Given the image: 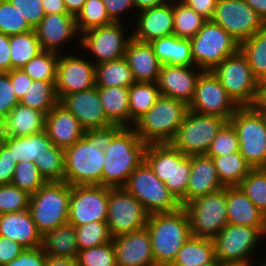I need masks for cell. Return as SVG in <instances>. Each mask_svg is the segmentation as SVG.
I'll use <instances>...</instances> for the list:
<instances>
[{"label": "cell", "instance_id": "22", "mask_svg": "<svg viewBox=\"0 0 266 266\" xmlns=\"http://www.w3.org/2000/svg\"><path fill=\"white\" fill-rule=\"evenodd\" d=\"M59 103L77 118L85 130L112 125L106 117L96 86L65 95Z\"/></svg>", "mask_w": 266, "mask_h": 266}, {"label": "cell", "instance_id": "25", "mask_svg": "<svg viewBox=\"0 0 266 266\" xmlns=\"http://www.w3.org/2000/svg\"><path fill=\"white\" fill-rule=\"evenodd\" d=\"M45 132L56 147L65 149L83 137L85 129L59 102L46 114Z\"/></svg>", "mask_w": 266, "mask_h": 266}, {"label": "cell", "instance_id": "7", "mask_svg": "<svg viewBox=\"0 0 266 266\" xmlns=\"http://www.w3.org/2000/svg\"><path fill=\"white\" fill-rule=\"evenodd\" d=\"M264 239L266 240V227L227 224L212 239L215 258L222 263H233L240 266L256 265L253 261L255 259H252L251 256L254 257L257 247L261 246L259 244L261 241L264 242Z\"/></svg>", "mask_w": 266, "mask_h": 266}, {"label": "cell", "instance_id": "19", "mask_svg": "<svg viewBox=\"0 0 266 266\" xmlns=\"http://www.w3.org/2000/svg\"><path fill=\"white\" fill-rule=\"evenodd\" d=\"M75 53H60L57 63L55 91L58 100L63 96L95 86V65L89 57Z\"/></svg>", "mask_w": 266, "mask_h": 266}, {"label": "cell", "instance_id": "21", "mask_svg": "<svg viewBox=\"0 0 266 266\" xmlns=\"http://www.w3.org/2000/svg\"><path fill=\"white\" fill-rule=\"evenodd\" d=\"M34 30L42 50L59 54H63V50H65L63 48H67L71 41L80 40L75 16L71 14L45 15ZM67 42L68 44H66Z\"/></svg>", "mask_w": 266, "mask_h": 266}, {"label": "cell", "instance_id": "55", "mask_svg": "<svg viewBox=\"0 0 266 266\" xmlns=\"http://www.w3.org/2000/svg\"><path fill=\"white\" fill-rule=\"evenodd\" d=\"M16 165L12 150L2 142L0 144V185L11 183Z\"/></svg>", "mask_w": 266, "mask_h": 266}, {"label": "cell", "instance_id": "42", "mask_svg": "<svg viewBox=\"0 0 266 266\" xmlns=\"http://www.w3.org/2000/svg\"><path fill=\"white\" fill-rule=\"evenodd\" d=\"M55 82L33 80L19 103L47 114L59 102Z\"/></svg>", "mask_w": 266, "mask_h": 266}, {"label": "cell", "instance_id": "36", "mask_svg": "<svg viewBox=\"0 0 266 266\" xmlns=\"http://www.w3.org/2000/svg\"><path fill=\"white\" fill-rule=\"evenodd\" d=\"M125 57L95 65L96 87H125L135 83Z\"/></svg>", "mask_w": 266, "mask_h": 266}, {"label": "cell", "instance_id": "44", "mask_svg": "<svg viewBox=\"0 0 266 266\" xmlns=\"http://www.w3.org/2000/svg\"><path fill=\"white\" fill-rule=\"evenodd\" d=\"M59 56L57 52L43 50L21 69L33 80L56 81Z\"/></svg>", "mask_w": 266, "mask_h": 266}, {"label": "cell", "instance_id": "62", "mask_svg": "<svg viewBox=\"0 0 266 266\" xmlns=\"http://www.w3.org/2000/svg\"><path fill=\"white\" fill-rule=\"evenodd\" d=\"M45 15L68 14L64 0H42Z\"/></svg>", "mask_w": 266, "mask_h": 266}, {"label": "cell", "instance_id": "28", "mask_svg": "<svg viewBox=\"0 0 266 266\" xmlns=\"http://www.w3.org/2000/svg\"><path fill=\"white\" fill-rule=\"evenodd\" d=\"M223 187L212 158L207 155H192L186 204L197 197L216 192Z\"/></svg>", "mask_w": 266, "mask_h": 266}, {"label": "cell", "instance_id": "39", "mask_svg": "<svg viewBox=\"0 0 266 266\" xmlns=\"http://www.w3.org/2000/svg\"><path fill=\"white\" fill-rule=\"evenodd\" d=\"M241 53L245 56L254 77L266 81V26L240 44Z\"/></svg>", "mask_w": 266, "mask_h": 266}, {"label": "cell", "instance_id": "43", "mask_svg": "<svg viewBox=\"0 0 266 266\" xmlns=\"http://www.w3.org/2000/svg\"><path fill=\"white\" fill-rule=\"evenodd\" d=\"M79 34L92 28L112 24L102 0H86L83 8L75 17Z\"/></svg>", "mask_w": 266, "mask_h": 266}, {"label": "cell", "instance_id": "32", "mask_svg": "<svg viewBox=\"0 0 266 266\" xmlns=\"http://www.w3.org/2000/svg\"><path fill=\"white\" fill-rule=\"evenodd\" d=\"M150 45L162 65L195 66L190 39L171 35L155 39Z\"/></svg>", "mask_w": 266, "mask_h": 266}, {"label": "cell", "instance_id": "27", "mask_svg": "<svg viewBox=\"0 0 266 266\" xmlns=\"http://www.w3.org/2000/svg\"><path fill=\"white\" fill-rule=\"evenodd\" d=\"M124 57L136 82H157L162 64L150 43L132 37L127 43Z\"/></svg>", "mask_w": 266, "mask_h": 266}, {"label": "cell", "instance_id": "57", "mask_svg": "<svg viewBox=\"0 0 266 266\" xmlns=\"http://www.w3.org/2000/svg\"><path fill=\"white\" fill-rule=\"evenodd\" d=\"M107 14L110 17V19L113 22H123V18L125 17V13L130 11L131 15V10L133 12L134 5H133V0H102ZM123 15V16H122Z\"/></svg>", "mask_w": 266, "mask_h": 266}, {"label": "cell", "instance_id": "1", "mask_svg": "<svg viewBox=\"0 0 266 266\" xmlns=\"http://www.w3.org/2000/svg\"><path fill=\"white\" fill-rule=\"evenodd\" d=\"M123 126L85 130L72 146L64 149V182L74 185H102L105 148Z\"/></svg>", "mask_w": 266, "mask_h": 266}, {"label": "cell", "instance_id": "23", "mask_svg": "<svg viewBox=\"0 0 266 266\" xmlns=\"http://www.w3.org/2000/svg\"><path fill=\"white\" fill-rule=\"evenodd\" d=\"M134 13L132 37L140 42L151 41L173 35V0L143 11ZM135 24V26H134Z\"/></svg>", "mask_w": 266, "mask_h": 266}, {"label": "cell", "instance_id": "45", "mask_svg": "<svg viewBox=\"0 0 266 266\" xmlns=\"http://www.w3.org/2000/svg\"><path fill=\"white\" fill-rule=\"evenodd\" d=\"M239 187L253 204L266 215V168H252Z\"/></svg>", "mask_w": 266, "mask_h": 266}, {"label": "cell", "instance_id": "26", "mask_svg": "<svg viewBox=\"0 0 266 266\" xmlns=\"http://www.w3.org/2000/svg\"><path fill=\"white\" fill-rule=\"evenodd\" d=\"M0 236L16 241L24 248L42 245V234L37 230L29 209L0 215Z\"/></svg>", "mask_w": 266, "mask_h": 266}, {"label": "cell", "instance_id": "54", "mask_svg": "<svg viewBox=\"0 0 266 266\" xmlns=\"http://www.w3.org/2000/svg\"><path fill=\"white\" fill-rule=\"evenodd\" d=\"M34 29L45 16L42 0H9Z\"/></svg>", "mask_w": 266, "mask_h": 266}, {"label": "cell", "instance_id": "65", "mask_svg": "<svg viewBox=\"0 0 266 266\" xmlns=\"http://www.w3.org/2000/svg\"><path fill=\"white\" fill-rule=\"evenodd\" d=\"M44 266H78L77 259L47 256Z\"/></svg>", "mask_w": 266, "mask_h": 266}, {"label": "cell", "instance_id": "48", "mask_svg": "<svg viewBox=\"0 0 266 266\" xmlns=\"http://www.w3.org/2000/svg\"><path fill=\"white\" fill-rule=\"evenodd\" d=\"M11 183L31 195L43 186L46 181L38 171L35 163L20 161L15 167Z\"/></svg>", "mask_w": 266, "mask_h": 266}, {"label": "cell", "instance_id": "73", "mask_svg": "<svg viewBox=\"0 0 266 266\" xmlns=\"http://www.w3.org/2000/svg\"><path fill=\"white\" fill-rule=\"evenodd\" d=\"M263 117H264V120L266 122V113H262Z\"/></svg>", "mask_w": 266, "mask_h": 266}, {"label": "cell", "instance_id": "5", "mask_svg": "<svg viewBox=\"0 0 266 266\" xmlns=\"http://www.w3.org/2000/svg\"><path fill=\"white\" fill-rule=\"evenodd\" d=\"M144 161L165 183L181 206L186 205V190L191 175V156L182 154L171 144H148Z\"/></svg>", "mask_w": 266, "mask_h": 266}, {"label": "cell", "instance_id": "8", "mask_svg": "<svg viewBox=\"0 0 266 266\" xmlns=\"http://www.w3.org/2000/svg\"><path fill=\"white\" fill-rule=\"evenodd\" d=\"M237 131L240 154L251 168H266V122L254 106L239 107L229 120Z\"/></svg>", "mask_w": 266, "mask_h": 266}, {"label": "cell", "instance_id": "50", "mask_svg": "<svg viewBox=\"0 0 266 266\" xmlns=\"http://www.w3.org/2000/svg\"><path fill=\"white\" fill-rule=\"evenodd\" d=\"M78 266H117L113 242L78 251Z\"/></svg>", "mask_w": 266, "mask_h": 266}, {"label": "cell", "instance_id": "11", "mask_svg": "<svg viewBox=\"0 0 266 266\" xmlns=\"http://www.w3.org/2000/svg\"><path fill=\"white\" fill-rule=\"evenodd\" d=\"M190 42L194 64L204 71H212L240 49V43L212 20H207Z\"/></svg>", "mask_w": 266, "mask_h": 266}, {"label": "cell", "instance_id": "34", "mask_svg": "<svg viewBox=\"0 0 266 266\" xmlns=\"http://www.w3.org/2000/svg\"><path fill=\"white\" fill-rule=\"evenodd\" d=\"M107 119L115 125L130 127L129 88L97 87Z\"/></svg>", "mask_w": 266, "mask_h": 266}, {"label": "cell", "instance_id": "41", "mask_svg": "<svg viewBox=\"0 0 266 266\" xmlns=\"http://www.w3.org/2000/svg\"><path fill=\"white\" fill-rule=\"evenodd\" d=\"M207 21L181 0H173V35L191 39Z\"/></svg>", "mask_w": 266, "mask_h": 266}, {"label": "cell", "instance_id": "72", "mask_svg": "<svg viewBox=\"0 0 266 266\" xmlns=\"http://www.w3.org/2000/svg\"><path fill=\"white\" fill-rule=\"evenodd\" d=\"M256 263H257V265H253V266H262L261 264H260V260H259V262L256 260L255 261Z\"/></svg>", "mask_w": 266, "mask_h": 266}, {"label": "cell", "instance_id": "12", "mask_svg": "<svg viewBox=\"0 0 266 266\" xmlns=\"http://www.w3.org/2000/svg\"><path fill=\"white\" fill-rule=\"evenodd\" d=\"M226 122L220 116L188 110L170 144L186 156L206 155L212 140Z\"/></svg>", "mask_w": 266, "mask_h": 266}, {"label": "cell", "instance_id": "3", "mask_svg": "<svg viewBox=\"0 0 266 266\" xmlns=\"http://www.w3.org/2000/svg\"><path fill=\"white\" fill-rule=\"evenodd\" d=\"M156 266H170L182 245L191 236L183 207L171 213L150 214L146 225Z\"/></svg>", "mask_w": 266, "mask_h": 266}, {"label": "cell", "instance_id": "31", "mask_svg": "<svg viewBox=\"0 0 266 266\" xmlns=\"http://www.w3.org/2000/svg\"><path fill=\"white\" fill-rule=\"evenodd\" d=\"M46 114L17 104L2 122L4 137H20L45 130Z\"/></svg>", "mask_w": 266, "mask_h": 266}, {"label": "cell", "instance_id": "15", "mask_svg": "<svg viewBox=\"0 0 266 266\" xmlns=\"http://www.w3.org/2000/svg\"><path fill=\"white\" fill-rule=\"evenodd\" d=\"M107 210V224L113 238L145 228L150 215L124 188H110Z\"/></svg>", "mask_w": 266, "mask_h": 266}, {"label": "cell", "instance_id": "56", "mask_svg": "<svg viewBox=\"0 0 266 266\" xmlns=\"http://www.w3.org/2000/svg\"><path fill=\"white\" fill-rule=\"evenodd\" d=\"M46 259L42 247L26 248L17 258L3 266H44Z\"/></svg>", "mask_w": 266, "mask_h": 266}, {"label": "cell", "instance_id": "20", "mask_svg": "<svg viewBox=\"0 0 266 266\" xmlns=\"http://www.w3.org/2000/svg\"><path fill=\"white\" fill-rule=\"evenodd\" d=\"M203 72L196 66L162 65L156 82L160 94L189 105Z\"/></svg>", "mask_w": 266, "mask_h": 266}, {"label": "cell", "instance_id": "47", "mask_svg": "<svg viewBox=\"0 0 266 266\" xmlns=\"http://www.w3.org/2000/svg\"><path fill=\"white\" fill-rule=\"evenodd\" d=\"M34 30L25 17L9 0H0V32L5 35L21 34Z\"/></svg>", "mask_w": 266, "mask_h": 266}, {"label": "cell", "instance_id": "60", "mask_svg": "<svg viewBox=\"0 0 266 266\" xmlns=\"http://www.w3.org/2000/svg\"><path fill=\"white\" fill-rule=\"evenodd\" d=\"M207 20L213 18L218 0H181Z\"/></svg>", "mask_w": 266, "mask_h": 266}, {"label": "cell", "instance_id": "66", "mask_svg": "<svg viewBox=\"0 0 266 266\" xmlns=\"http://www.w3.org/2000/svg\"><path fill=\"white\" fill-rule=\"evenodd\" d=\"M245 2L257 12L266 23V0H245Z\"/></svg>", "mask_w": 266, "mask_h": 266}, {"label": "cell", "instance_id": "51", "mask_svg": "<svg viewBox=\"0 0 266 266\" xmlns=\"http://www.w3.org/2000/svg\"><path fill=\"white\" fill-rule=\"evenodd\" d=\"M239 151L238 134L230 121H227L212 140L207 156H221Z\"/></svg>", "mask_w": 266, "mask_h": 266}, {"label": "cell", "instance_id": "61", "mask_svg": "<svg viewBox=\"0 0 266 266\" xmlns=\"http://www.w3.org/2000/svg\"><path fill=\"white\" fill-rule=\"evenodd\" d=\"M11 70L9 36L0 32V72Z\"/></svg>", "mask_w": 266, "mask_h": 266}, {"label": "cell", "instance_id": "64", "mask_svg": "<svg viewBox=\"0 0 266 266\" xmlns=\"http://www.w3.org/2000/svg\"><path fill=\"white\" fill-rule=\"evenodd\" d=\"M254 107L261 113H266V81L260 82Z\"/></svg>", "mask_w": 266, "mask_h": 266}, {"label": "cell", "instance_id": "37", "mask_svg": "<svg viewBox=\"0 0 266 266\" xmlns=\"http://www.w3.org/2000/svg\"><path fill=\"white\" fill-rule=\"evenodd\" d=\"M208 157L212 158L218 178L224 187L239 186L252 169L240 152Z\"/></svg>", "mask_w": 266, "mask_h": 266}, {"label": "cell", "instance_id": "59", "mask_svg": "<svg viewBox=\"0 0 266 266\" xmlns=\"http://www.w3.org/2000/svg\"><path fill=\"white\" fill-rule=\"evenodd\" d=\"M6 73L10 77L16 97L20 101L25 95L28 87L32 84L33 79L30 78L22 69H13Z\"/></svg>", "mask_w": 266, "mask_h": 266}, {"label": "cell", "instance_id": "68", "mask_svg": "<svg viewBox=\"0 0 266 266\" xmlns=\"http://www.w3.org/2000/svg\"><path fill=\"white\" fill-rule=\"evenodd\" d=\"M215 266H240V265L233 264V263H222V262H218Z\"/></svg>", "mask_w": 266, "mask_h": 266}, {"label": "cell", "instance_id": "70", "mask_svg": "<svg viewBox=\"0 0 266 266\" xmlns=\"http://www.w3.org/2000/svg\"><path fill=\"white\" fill-rule=\"evenodd\" d=\"M219 261L217 259H215L211 264H204L201 266H215Z\"/></svg>", "mask_w": 266, "mask_h": 266}, {"label": "cell", "instance_id": "33", "mask_svg": "<svg viewBox=\"0 0 266 266\" xmlns=\"http://www.w3.org/2000/svg\"><path fill=\"white\" fill-rule=\"evenodd\" d=\"M47 256L77 259L78 245L75 226L66 223L42 235V245Z\"/></svg>", "mask_w": 266, "mask_h": 266}, {"label": "cell", "instance_id": "2", "mask_svg": "<svg viewBox=\"0 0 266 266\" xmlns=\"http://www.w3.org/2000/svg\"><path fill=\"white\" fill-rule=\"evenodd\" d=\"M146 146L133 127H123L104 150L102 186L123 188L130 174L144 161Z\"/></svg>", "mask_w": 266, "mask_h": 266}, {"label": "cell", "instance_id": "53", "mask_svg": "<svg viewBox=\"0 0 266 266\" xmlns=\"http://www.w3.org/2000/svg\"><path fill=\"white\" fill-rule=\"evenodd\" d=\"M19 104L15 91L6 72H0V122L2 123L9 112Z\"/></svg>", "mask_w": 266, "mask_h": 266}, {"label": "cell", "instance_id": "18", "mask_svg": "<svg viewBox=\"0 0 266 266\" xmlns=\"http://www.w3.org/2000/svg\"><path fill=\"white\" fill-rule=\"evenodd\" d=\"M188 108L190 111L220 116L229 121L239 106L232 100L214 73L204 71L198 79Z\"/></svg>", "mask_w": 266, "mask_h": 266}, {"label": "cell", "instance_id": "67", "mask_svg": "<svg viewBox=\"0 0 266 266\" xmlns=\"http://www.w3.org/2000/svg\"><path fill=\"white\" fill-rule=\"evenodd\" d=\"M86 0H64L68 14L77 16Z\"/></svg>", "mask_w": 266, "mask_h": 266}, {"label": "cell", "instance_id": "35", "mask_svg": "<svg viewBox=\"0 0 266 266\" xmlns=\"http://www.w3.org/2000/svg\"><path fill=\"white\" fill-rule=\"evenodd\" d=\"M215 259L212 239L190 236L170 266H201L211 264Z\"/></svg>", "mask_w": 266, "mask_h": 266}, {"label": "cell", "instance_id": "52", "mask_svg": "<svg viewBox=\"0 0 266 266\" xmlns=\"http://www.w3.org/2000/svg\"><path fill=\"white\" fill-rule=\"evenodd\" d=\"M34 163L46 182L64 181V151H50Z\"/></svg>", "mask_w": 266, "mask_h": 266}, {"label": "cell", "instance_id": "13", "mask_svg": "<svg viewBox=\"0 0 266 266\" xmlns=\"http://www.w3.org/2000/svg\"><path fill=\"white\" fill-rule=\"evenodd\" d=\"M212 72L239 107L254 106L260 82L240 50L225 58Z\"/></svg>", "mask_w": 266, "mask_h": 266}, {"label": "cell", "instance_id": "38", "mask_svg": "<svg viewBox=\"0 0 266 266\" xmlns=\"http://www.w3.org/2000/svg\"><path fill=\"white\" fill-rule=\"evenodd\" d=\"M130 127L156 103L161 96L156 82H135L129 87Z\"/></svg>", "mask_w": 266, "mask_h": 266}, {"label": "cell", "instance_id": "24", "mask_svg": "<svg viewBox=\"0 0 266 266\" xmlns=\"http://www.w3.org/2000/svg\"><path fill=\"white\" fill-rule=\"evenodd\" d=\"M117 266H156L151 238L145 228L113 238Z\"/></svg>", "mask_w": 266, "mask_h": 266}, {"label": "cell", "instance_id": "58", "mask_svg": "<svg viewBox=\"0 0 266 266\" xmlns=\"http://www.w3.org/2000/svg\"><path fill=\"white\" fill-rule=\"evenodd\" d=\"M26 248L16 241L0 236V265L3 266L17 258Z\"/></svg>", "mask_w": 266, "mask_h": 266}, {"label": "cell", "instance_id": "14", "mask_svg": "<svg viewBox=\"0 0 266 266\" xmlns=\"http://www.w3.org/2000/svg\"><path fill=\"white\" fill-rule=\"evenodd\" d=\"M125 24H127L125 21L124 24L113 22L87 30L80 34L78 46L80 49L87 50L89 52L87 54L95 58L90 60L94 65L120 59L124 57L127 43L132 38V32L126 36Z\"/></svg>", "mask_w": 266, "mask_h": 266}, {"label": "cell", "instance_id": "40", "mask_svg": "<svg viewBox=\"0 0 266 266\" xmlns=\"http://www.w3.org/2000/svg\"><path fill=\"white\" fill-rule=\"evenodd\" d=\"M11 70L21 69L42 50L35 30L9 36Z\"/></svg>", "mask_w": 266, "mask_h": 266}, {"label": "cell", "instance_id": "4", "mask_svg": "<svg viewBox=\"0 0 266 266\" xmlns=\"http://www.w3.org/2000/svg\"><path fill=\"white\" fill-rule=\"evenodd\" d=\"M188 110L186 103L161 95L133 128L146 145L170 144Z\"/></svg>", "mask_w": 266, "mask_h": 266}, {"label": "cell", "instance_id": "16", "mask_svg": "<svg viewBox=\"0 0 266 266\" xmlns=\"http://www.w3.org/2000/svg\"><path fill=\"white\" fill-rule=\"evenodd\" d=\"M240 44L266 26L245 0H218L211 19Z\"/></svg>", "mask_w": 266, "mask_h": 266}, {"label": "cell", "instance_id": "17", "mask_svg": "<svg viewBox=\"0 0 266 266\" xmlns=\"http://www.w3.org/2000/svg\"><path fill=\"white\" fill-rule=\"evenodd\" d=\"M109 187L102 185L71 186L68 223L81 226L93 221L107 222Z\"/></svg>", "mask_w": 266, "mask_h": 266}, {"label": "cell", "instance_id": "63", "mask_svg": "<svg viewBox=\"0 0 266 266\" xmlns=\"http://www.w3.org/2000/svg\"><path fill=\"white\" fill-rule=\"evenodd\" d=\"M172 0H133V5L134 9L136 10L135 12L138 13L140 11L155 7V6H160L163 4H166Z\"/></svg>", "mask_w": 266, "mask_h": 266}, {"label": "cell", "instance_id": "30", "mask_svg": "<svg viewBox=\"0 0 266 266\" xmlns=\"http://www.w3.org/2000/svg\"><path fill=\"white\" fill-rule=\"evenodd\" d=\"M3 142L12 150L16 163L20 161L34 163L44 154H50V151H64L54 145L45 130L26 136L3 137Z\"/></svg>", "mask_w": 266, "mask_h": 266}, {"label": "cell", "instance_id": "10", "mask_svg": "<svg viewBox=\"0 0 266 266\" xmlns=\"http://www.w3.org/2000/svg\"><path fill=\"white\" fill-rule=\"evenodd\" d=\"M123 188L131 193L149 214L171 213L182 207L145 161L130 174Z\"/></svg>", "mask_w": 266, "mask_h": 266}, {"label": "cell", "instance_id": "29", "mask_svg": "<svg viewBox=\"0 0 266 266\" xmlns=\"http://www.w3.org/2000/svg\"><path fill=\"white\" fill-rule=\"evenodd\" d=\"M228 224L247 227H266L263 214L239 186L227 187Z\"/></svg>", "mask_w": 266, "mask_h": 266}, {"label": "cell", "instance_id": "6", "mask_svg": "<svg viewBox=\"0 0 266 266\" xmlns=\"http://www.w3.org/2000/svg\"><path fill=\"white\" fill-rule=\"evenodd\" d=\"M71 185L46 182L30 196L29 211L37 230L43 235L68 223Z\"/></svg>", "mask_w": 266, "mask_h": 266}, {"label": "cell", "instance_id": "69", "mask_svg": "<svg viewBox=\"0 0 266 266\" xmlns=\"http://www.w3.org/2000/svg\"><path fill=\"white\" fill-rule=\"evenodd\" d=\"M3 137H4V133H3V128H2V123L0 122V144L3 142Z\"/></svg>", "mask_w": 266, "mask_h": 266}, {"label": "cell", "instance_id": "49", "mask_svg": "<svg viewBox=\"0 0 266 266\" xmlns=\"http://www.w3.org/2000/svg\"><path fill=\"white\" fill-rule=\"evenodd\" d=\"M30 194L16 185H0V215L29 209Z\"/></svg>", "mask_w": 266, "mask_h": 266}, {"label": "cell", "instance_id": "9", "mask_svg": "<svg viewBox=\"0 0 266 266\" xmlns=\"http://www.w3.org/2000/svg\"><path fill=\"white\" fill-rule=\"evenodd\" d=\"M227 187L197 197L182 206L193 237L213 239L228 224Z\"/></svg>", "mask_w": 266, "mask_h": 266}, {"label": "cell", "instance_id": "71", "mask_svg": "<svg viewBox=\"0 0 266 266\" xmlns=\"http://www.w3.org/2000/svg\"><path fill=\"white\" fill-rule=\"evenodd\" d=\"M260 264H261L262 266H266V256H265V260L263 259V261H261Z\"/></svg>", "mask_w": 266, "mask_h": 266}, {"label": "cell", "instance_id": "46", "mask_svg": "<svg viewBox=\"0 0 266 266\" xmlns=\"http://www.w3.org/2000/svg\"><path fill=\"white\" fill-rule=\"evenodd\" d=\"M78 250H84L109 243L113 240L107 222L93 221L75 226Z\"/></svg>", "mask_w": 266, "mask_h": 266}]
</instances>
